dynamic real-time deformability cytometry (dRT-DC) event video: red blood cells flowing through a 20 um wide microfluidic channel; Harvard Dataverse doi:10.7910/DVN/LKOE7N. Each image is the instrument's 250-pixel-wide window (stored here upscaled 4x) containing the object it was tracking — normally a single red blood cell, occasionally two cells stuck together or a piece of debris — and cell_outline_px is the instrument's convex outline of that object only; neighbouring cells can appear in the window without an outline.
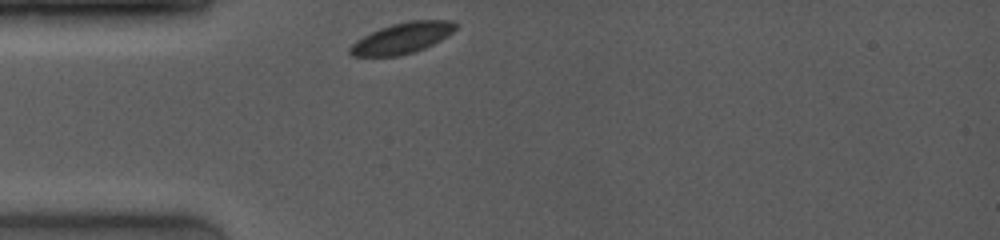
{"species": "common noctule bat (a hibernating species)", "species_latin": "Nyctalus noctula", "temperature_condition": "room temperature", "stored_images_in_passage": 4, "camera_frame_rate_fps": 4000, "um_per_image_px": 0.085, "animal": {"sex": "female", "body_mass_g": 19.0, "forearm_length_mm": 53.3}, "frame": {"image": 1, "passage_image": 1, "time_ms": 0.0, "image_size_px": [1000, 240], "cell_outline_px": [[456, 28], [452, 32], [440, 40], [424, 48], [400, 56], [352, 56], [348, 52], [348, 48], [356, 40], [380, 28], [392, 24], [408, 20], [452, 20], [456, 24]], "centroid_in_image_um": [34.16, 3.23], "position_along_channel_um": 50.8, "area_um2": 18.84}}